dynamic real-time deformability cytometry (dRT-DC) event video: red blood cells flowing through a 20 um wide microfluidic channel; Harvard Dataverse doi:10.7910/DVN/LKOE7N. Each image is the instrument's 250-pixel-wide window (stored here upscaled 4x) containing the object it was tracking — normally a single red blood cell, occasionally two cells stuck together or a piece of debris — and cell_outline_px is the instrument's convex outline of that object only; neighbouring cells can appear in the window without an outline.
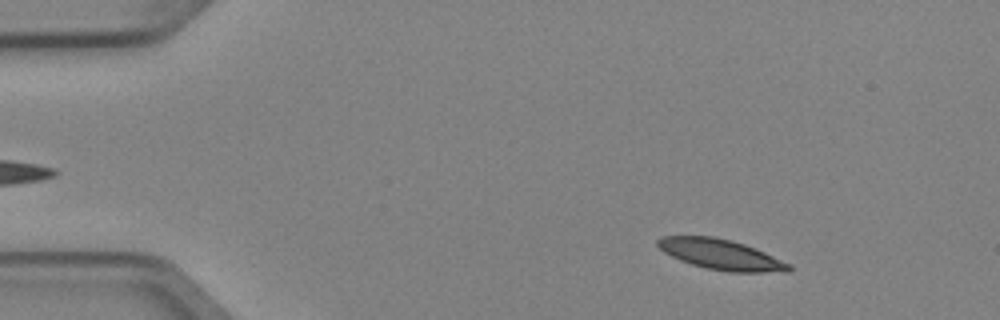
{"species": "Egyptian fruit bat (a non-hibernating species)", "species_latin": "Rousettus aegyptiacus", "temperature_condition": "cold", "stored_images_in_passage": 4, "segment_of_instrument_passage": [1, 2], "camera_frame_rate_fps": 3000, "um_per_image_px": 0.085, "animal": {"sex": "female"}, "frame": {"image": 1, "passage_image": 1, "time_ms": 0.0, "image_size_px": [1000, 320], "cell_outline_px": [[792, 268], [788, 272], [728, 272], [708, 268], [692, 264], [680, 260], [664, 252], [656, 244], [656, 240], [664, 236], [712, 236], [732, 240], [756, 248], [792, 264]], "centroid_in_image_um": [61.32, 21.63], "position_along_channel_um": 23.7, "area_um2": 23.24}}